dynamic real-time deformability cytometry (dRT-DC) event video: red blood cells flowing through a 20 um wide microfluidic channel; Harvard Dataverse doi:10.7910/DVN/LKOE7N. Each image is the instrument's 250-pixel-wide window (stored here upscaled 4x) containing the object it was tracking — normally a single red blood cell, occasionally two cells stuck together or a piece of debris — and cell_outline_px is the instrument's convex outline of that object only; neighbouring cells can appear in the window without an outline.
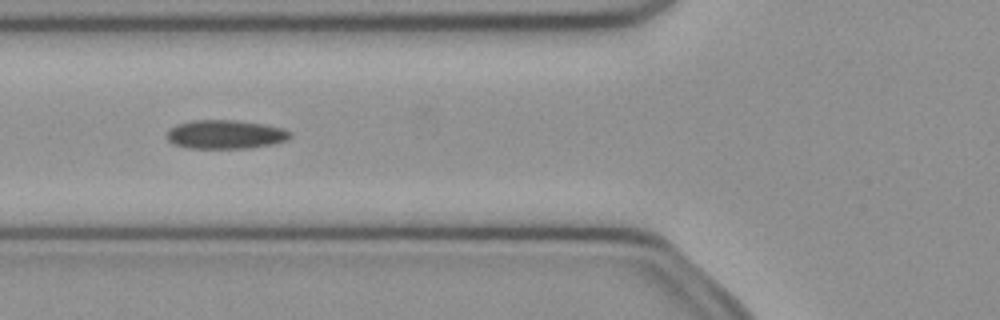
{"species": "common noctule bat (a hibernating species)", "species_latin": "Nyctalus noctula", "temperature_condition": "cold", "stored_images_in_passage": 40, "camera_frame_rate_fps": 3000, "um_per_image_px": 0.085, "animal": {"sex": "female", "body_mass_g": 21.9}, "frame": {"image": 1, "passage_image": 9, "time_ms": 2.667, "image_size_px": [1000, 320], "cell_outline_px": [[292, 136], [288, 140], [272, 144], [248, 148], [188, 148], [172, 144], [168, 140], [168, 132], [176, 124], [192, 120], [236, 120], [264, 124], [284, 128], [292, 132]], "centroid_in_image_um": [19.2, 11.42], "position_along_channel_um": 106.6, "area_um2": 20.81}}
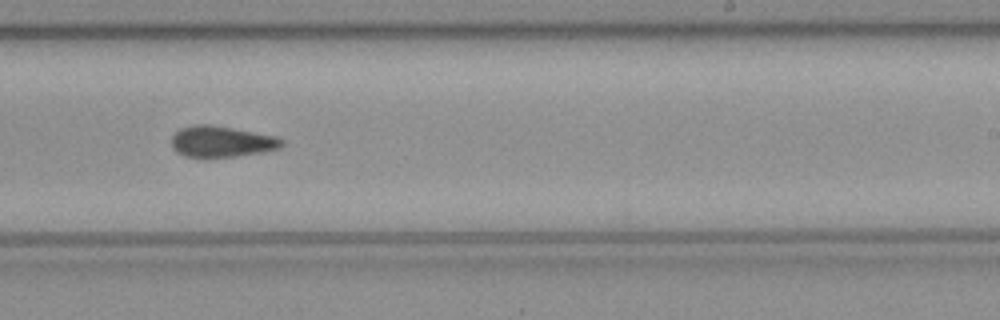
{"frame": {"image": 2, "passage_image": 21, "time_ms": 6.667, "image_size_px": [1000, 320], "cell_outline_px": [[284, 144], [280, 148], [264, 152], [236, 156], [204, 160], [184, 156], [176, 152], [172, 148], [172, 136], [180, 128], [200, 124], [208, 124], [232, 128], [276, 136], [284, 140]], "centroid_in_image_um": [18.81, 12.08], "position_along_channel_um": 270.2, "area_um2": 20.52}}
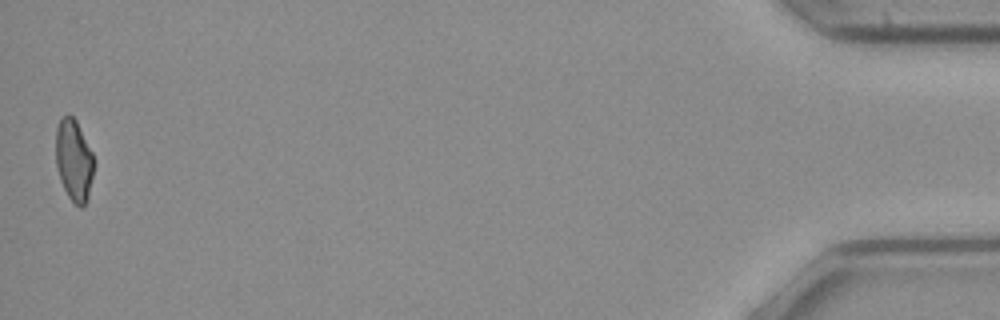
{"frame": {"image": 3, "passage_image": 40, "time_ms": 13.0, "image_size_px": [1000, 320], "cell_outline_px": [[92, 176], [88, 196], [84, 204], [80, 208], [68, 196], [60, 180], [56, 164], [56, 128], [60, 116], [68, 112], [76, 120], [92, 152]], "centroid_in_image_um": [6.24, 13.55], "position_along_channel_um": 429.0, "area_um2": 17.92}, "authors_computed_cell_mechanics": {"area_um2": 20.1433, "velocity_mm_per_s": 4.0709, "shape_relaxation_time_tau1_ms": null, "shape_relaxation_time_tau2_ms": 5.5379, "deformation_change_tau1": null, "deformation_change_tau2": 0.1215}}